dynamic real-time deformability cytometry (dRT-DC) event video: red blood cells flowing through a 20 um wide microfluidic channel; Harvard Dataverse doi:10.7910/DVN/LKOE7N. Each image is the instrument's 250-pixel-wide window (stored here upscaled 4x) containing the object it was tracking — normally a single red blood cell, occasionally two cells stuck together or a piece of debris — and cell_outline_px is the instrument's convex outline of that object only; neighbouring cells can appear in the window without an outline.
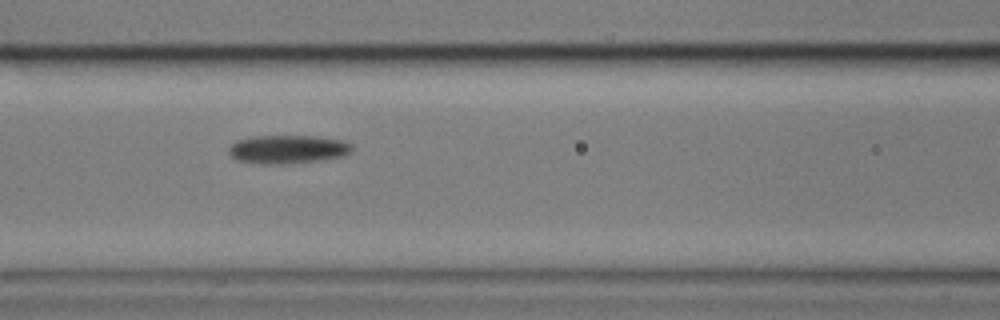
{"species": "common noctule bat (a hibernating species)", "species_latin": "Nyctalus noctula", "temperature_condition": "cold", "stored_images_in_passage": 9, "camera_frame_rate_fps": 3000, "um_per_image_px": 0.085, "animal": {"sex": "male", "body_mass_g": 17.9}, "frame": {"image": 1, "passage_image": 6, "time_ms": 6.0, "image_size_px": [1000, 320], "cell_outline_px": [[352, 152], [344, 156], [320, 160], [280, 164], [264, 164], [236, 160], [228, 152], [228, 148], [236, 140], [252, 136], [316, 136], [344, 140], [352, 144]], "centroid_in_image_um": [24.47, 12.68], "position_along_channel_um": 142.1, "area_um2": 20.58}}